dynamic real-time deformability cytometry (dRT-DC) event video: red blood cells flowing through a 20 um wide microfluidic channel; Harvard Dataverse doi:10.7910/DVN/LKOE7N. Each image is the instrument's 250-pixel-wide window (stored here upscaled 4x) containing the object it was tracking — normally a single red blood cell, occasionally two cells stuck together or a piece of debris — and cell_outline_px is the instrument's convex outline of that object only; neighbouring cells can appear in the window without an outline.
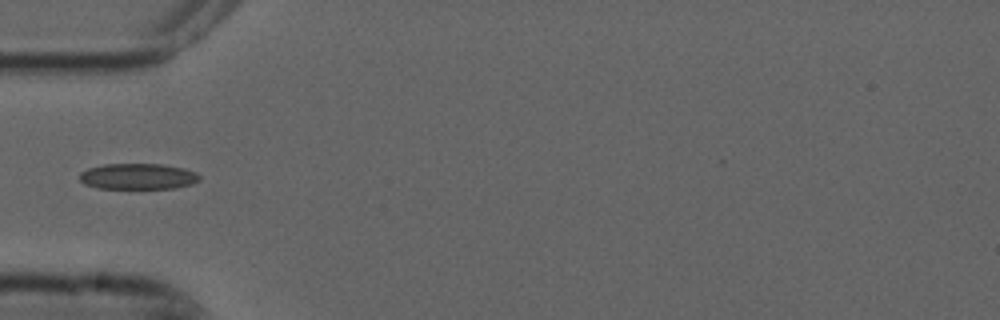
{"species": "common noctule bat (a hibernating species)", "species_latin": "Nyctalus noctula", "temperature_condition": "cold", "stored_images_in_passage": 4, "camera_frame_rate_fps": 3000, "um_per_image_px": 0.085, "animal": {"sex": "male", "forearm_length_mm": 52.5}, "frame": {"image": 1, "passage_image": 4, "time_ms": 1.0, "image_size_px": [1000, 320], "cell_outline_px": [[200, 180], [192, 184], [176, 188], [100, 188], [84, 184], [80, 180], [80, 172], [88, 168], [104, 164], [160, 164], [184, 168], [196, 172], [200, 176]], "centroid_in_image_um": [11.74, 14.99], "position_along_channel_um": 73.3, "area_um2": 18.09}}